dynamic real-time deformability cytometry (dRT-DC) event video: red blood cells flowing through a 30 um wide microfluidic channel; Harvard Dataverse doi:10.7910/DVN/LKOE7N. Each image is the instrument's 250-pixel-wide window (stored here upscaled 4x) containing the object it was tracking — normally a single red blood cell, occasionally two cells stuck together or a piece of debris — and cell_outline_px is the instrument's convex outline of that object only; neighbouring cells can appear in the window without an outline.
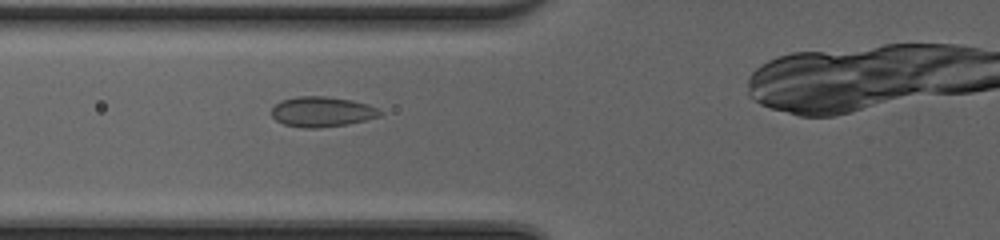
{"species": "common noctule bat (a hibernating species)", "species_latin": "Nyctalus noctula", "temperature_condition": "cold", "stored_images_in_passage": 33, "camera_frame_rate_fps": 3000, "um_per_image_px": 0.085, "animal": {"sex": "female", "body_mass_g": 20.0, "forearm_length_mm": 54.0}, "frame": {"image": 1, "passage_image": 9, "time_ms": 2.667, "image_size_px": [1000, 240], "cell_outline_px": [[384, 112], [380, 116], [348, 124], [320, 128], [300, 128], [284, 124], [276, 120], [272, 116], [272, 108], [280, 100], [296, 96], [324, 96], [352, 100], [368, 104]], "centroid_in_image_um": [27.35, 9.5], "position_along_channel_um": 98.4, "area_um2": 19.19}}
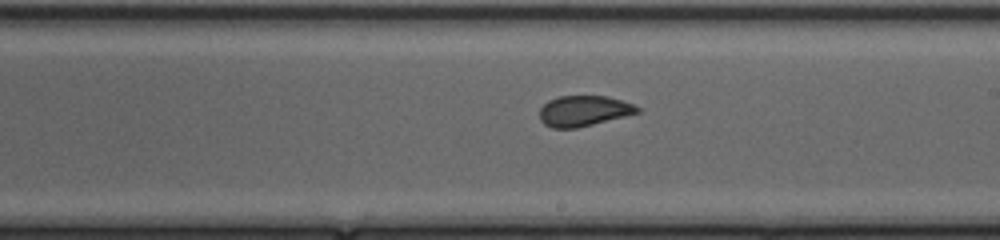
{"frame": {"image": 2, "passage_image": 19, "time_ms": 6.0, "image_size_px": [1000, 240], "cell_outline_px": [[640, 112], [576, 128], [552, 128], [544, 124], [540, 120], [540, 108], [548, 100], [560, 96], [608, 96], [632, 104], [640, 108]], "centroid_in_image_um": [49.58, 9.42], "position_along_channel_um": 239.4, "area_um2": 17.22}}
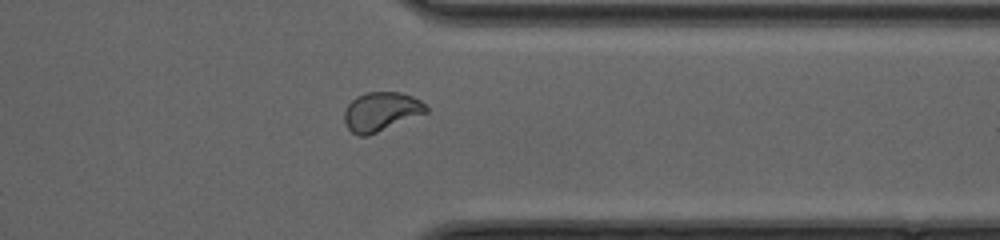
{"frame": {"image": 3, "passage_image": 29, "time_ms": 9.333, "image_size_px": [1000, 240], "cell_outline_px": [[428, 112], [368, 136], [356, 136], [344, 124], [344, 112], [348, 104], [356, 96], [364, 92], [400, 92], [412, 96], [420, 100], [428, 108]], "centroid_in_image_um": [32.37, 9.49], "position_along_channel_um": 379.0, "area_um2": 18.73}}